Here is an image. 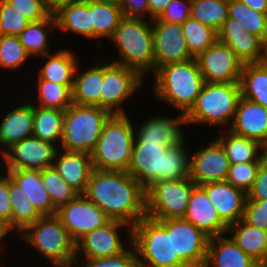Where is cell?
Returning <instances> with one entry per match:
<instances>
[{"instance_id":"cell-1","label":"cell","mask_w":267,"mask_h":267,"mask_svg":"<svg viewBox=\"0 0 267 267\" xmlns=\"http://www.w3.org/2000/svg\"><path fill=\"white\" fill-rule=\"evenodd\" d=\"M84 195L110 220L132 227L146 216V190L127 171L93 169Z\"/></svg>"},{"instance_id":"cell-2","label":"cell","mask_w":267,"mask_h":267,"mask_svg":"<svg viewBox=\"0 0 267 267\" xmlns=\"http://www.w3.org/2000/svg\"><path fill=\"white\" fill-rule=\"evenodd\" d=\"M184 143L165 147L134 139L127 172L147 190L155 182L189 177V157Z\"/></svg>"},{"instance_id":"cell-3","label":"cell","mask_w":267,"mask_h":267,"mask_svg":"<svg viewBox=\"0 0 267 267\" xmlns=\"http://www.w3.org/2000/svg\"><path fill=\"white\" fill-rule=\"evenodd\" d=\"M132 243L138 267H190L173 250L172 218L153 220L143 217L132 227Z\"/></svg>"},{"instance_id":"cell-4","label":"cell","mask_w":267,"mask_h":267,"mask_svg":"<svg viewBox=\"0 0 267 267\" xmlns=\"http://www.w3.org/2000/svg\"><path fill=\"white\" fill-rule=\"evenodd\" d=\"M156 96L186 114L205 84L196 58L166 64L155 73Z\"/></svg>"},{"instance_id":"cell-5","label":"cell","mask_w":267,"mask_h":267,"mask_svg":"<svg viewBox=\"0 0 267 267\" xmlns=\"http://www.w3.org/2000/svg\"><path fill=\"white\" fill-rule=\"evenodd\" d=\"M135 139L126 114H112L105 122L96 148L91 153L93 168L127 171Z\"/></svg>"},{"instance_id":"cell-6","label":"cell","mask_w":267,"mask_h":267,"mask_svg":"<svg viewBox=\"0 0 267 267\" xmlns=\"http://www.w3.org/2000/svg\"><path fill=\"white\" fill-rule=\"evenodd\" d=\"M112 41L117 45L120 60L114 63L137 70L142 76L154 70L153 30L142 18L123 17Z\"/></svg>"},{"instance_id":"cell-7","label":"cell","mask_w":267,"mask_h":267,"mask_svg":"<svg viewBox=\"0 0 267 267\" xmlns=\"http://www.w3.org/2000/svg\"><path fill=\"white\" fill-rule=\"evenodd\" d=\"M111 115L106 109L97 106L73 103L64 111L62 150L91 154Z\"/></svg>"},{"instance_id":"cell-8","label":"cell","mask_w":267,"mask_h":267,"mask_svg":"<svg viewBox=\"0 0 267 267\" xmlns=\"http://www.w3.org/2000/svg\"><path fill=\"white\" fill-rule=\"evenodd\" d=\"M241 97L240 83H207L203 85L194 105L186 113L188 123H232Z\"/></svg>"},{"instance_id":"cell-9","label":"cell","mask_w":267,"mask_h":267,"mask_svg":"<svg viewBox=\"0 0 267 267\" xmlns=\"http://www.w3.org/2000/svg\"><path fill=\"white\" fill-rule=\"evenodd\" d=\"M23 239L33 245L53 264L69 263L76 259L75 242L56 216H42L22 231Z\"/></svg>"},{"instance_id":"cell-10","label":"cell","mask_w":267,"mask_h":267,"mask_svg":"<svg viewBox=\"0 0 267 267\" xmlns=\"http://www.w3.org/2000/svg\"><path fill=\"white\" fill-rule=\"evenodd\" d=\"M195 186L190 177L155 182L146 190V217L183 218Z\"/></svg>"},{"instance_id":"cell-11","label":"cell","mask_w":267,"mask_h":267,"mask_svg":"<svg viewBox=\"0 0 267 267\" xmlns=\"http://www.w3.org/2000/svg\"><path fill=\"white\" fill-rule=\"evenodd\" d=\"M142 77L137 70L130 67L114 62L104 64L100 108L106 109L111 114H126L121 106L120 108L118 106L140 87Z\"/></svg>"},{"instance_id":"cell-12","label":"cell","mask_w":267,"mask_h":267,"mask_svg":"<svg viewBox=\"0 0 267 267\" xmlns=\"http://www.w3.org/2000/svg\"><path fill=\"white\" fill-rule=\"evenodd\" d=\"M56 216L75 243L84 235L110 221L106 214L84 194H78L72 201L60 207Z\"/></svg>"},{"instance_id":"cell-13","label":"cell","mask_w":267,"mask_h":267,"mask_svg":"<svg viewBox=\"0 0 267 267\" xmlns=\"http://www.w3.org/2000/svg\"><path fill=\"white\" fill-rule=\"evenodd\" d=\"M196 60L207 83H236L240 81L243 63L236 54L219 40Z\"/></svg>"},{"instance_id":"cell-14","label":"cell","mask_w":267,"mask_h":267,"mask_svg":"<svg viewBox=\"0 0 267 267\" xmlns=\"http://www.w3.org/2000/svg\"><path fill=\"white\" fill-rule=\"evenodd\" d=\"M154 43V72L160 67L176 62H183L194 57L188 51L181 24L154 18L152 20Z\"/></svg>"},{"instance_id":"cell-15","label":"cell","mask_w":267,"mask_h":267,"mask_svg":"<svg viewBox=\"0 0 267 267\" xmlns=\"http://www.w3.org/2000/svg\"><path fill=\"white\" fill-rule=\"evenodd\" d=\"M57 151L55 144L30 136L13 144L7 152L3 150L1 153L7 164V170L41 171L53 165Z\"/></svg>"},{"instance_id":"cell-16","label":"cell","mask_w":267,"mask_h":267,"mask_svg":"<svg viewBox=\"0 0 267 267\" xmlns=\"http://www.w3.org/2000/svg\"><path fill=\"white\" fill-rule=\"evenodd\" d=\"M209 236L184 218H172L173 250L190 267H203Z\"/></svg>"},{"instance_id":"cell-17","label":"cell","mask_w":267,"mask_h":267,"mask_svg":"<svg viewBox=\"0 0 267 267\" xmlns=\"http://www.w3.org/2000/svg\"><path fill=\"white\" fill-rule=\"evenodd\" d=\"M230 161L220 142L212 141L210 146L194 153L190 158L189 177L196 185L225 181Z\"/></svg>"},{"instance_id":"cell-18","label":"cell","mask_w":267,"mask_h":267,"mask_svg":"<svg viewBox=\"0 0 267 267\" xmlns=\"http://www.w3.org/2000/svg\"><path fill=\"white\" fill-rule=\"evenodd\" d=\"M125 225L128 224L110 220L104 226L96 228L81 237L75 243L76 258L79 250L83 251L81 253L85 255L86 259L114 256L123 252L125 248L121 243L117 229Z\"/></svg>"},{"instance_id":"cell-19","label":"cell","mask_w":267,"mask_h":267,"mask_svg":"<svg viewBox=\"0 0 267 267\" xmlns=\"http://www.w3.org/2000/svg\"><path fill=\"white\" fill-rule=\"evenodd\" d=\"M218 40L227 45L243 64L260 62L266 45L259 37L247 32L240 22L229 17L218 31Z\"/></svg>"},{"instance_id":"cell-20","label":"cell","mask_w":267,"mask_h":267,"mask_svg":"<svg viewBox=\"0 0 267 267\" xmlns=\"http://www.w3.org/2000/svg\"><path fill=\"white\" fill-rule=\"evenodd\" d=\"M213 203L221 220L227 225L242 219L247 194L228 181L200 185Z\"/></svg>"},{"instance_id":"cell-21","label":"cell","mask_w":267,"mask_h":267,"mask_svg":"<svg viewBox=\"0 0 267 267\" xmlns=\"http://www.w3.org/2000/svg\"><path fill=\"white\" fill-rule=\"evenodd\" d=\"M230 131L255 140L267 150V107L240 97Z\"/></svg>"},{"instance_id":"cell-22","label":"cell","mask_w":267,"mask_h":267,"mask_svg":"<svg viewBox=\"0 0 267 267\" xmlns=\"http://www.w3.org/2000/svg\"><path fill=\"white\" fill-rule=\"evenodd\" d=\"M183 218L202 230L210 238L223 235L228 230V226L219 217L205 190L199 185L193 188Z\"/></svg>"},{"instance_id":"cell-23","label":"cell","mask_w":267,"mask_h":267,"mask_svg":"<svg viewBox=\"0 0 267 267\" xmlns=\"http://www.w3.org/2000/svg\"><path fill=\"white\" fill-rule=\"evenodd\" d=\"M57 151L53 166L62 179L69 184L78 194H84L87 183L93 171L91 154L86 152ZM59 156V157H58Z\"/></svg>"},{"instance_id":"cell-24","label":"cell","mask_w":267,"mask_h":267,"mask_svg":"<svg viewBox=\"0 0 267 267\" xmlns=\"http://www.w3.org/2000/svg\"><path fill=\"white\" fill-rule=\"evenodd\" d=\"M187 123L188 119L186 114L183 113L174 119L166 117L149 118L139 128L135 138L139 142L160 143L165 147L182 144L184 140L180 125Z\"/></svg>"},{"instance_id":"cell-25","label":"cell","mask_w":267,"mask_h":267,"mask_svg":"<svg viewBox=\"0 0 267 267\" xmlns=\"http://www.w3.org/2000/svg\"><path fill=\"white\" fill-rule=\"evenodd\" d=\"M210 264H214V267H261L232 238L222 235L209 238L203 267H210Z\"/></svg>"},{"instance_id":"cell-26","label":"cell","mask_w":267,"mask_h":267,"mask_svg":"<svg viewBox=\"0 0 267 267\" xmlns=\"http://www.w3.org/2000/svg\"><path fill=\"white\" fill-rule=\"evenodd\" d=\"M24 191L30 202L42 216L56 215L50 195L44 188L41 171L18 169L7 173Z\"/></svg>"},{"instance_id":"cell-27","label":"cell","mask_w":267,"mask_h":267,"mask_svg":"<svg viewBox=\"0 0 267 267\" xmlns=\"http://www.w3.org/2000/svg\"><path fill=\"white\" fill-rule=\"evenodd\" d=\"M233 241L261 267H267V231L242 219L228 226Z\"/></svg>"},{"instance_id":"cell-28","label":"cell","mask_w":267,"mask_h":267,"mask_svg":"<svg viewBox=\"0 0 267 267\" xmlns=\"http://www.w3.org/2000/svg\"><path fill=\"white\" fill-rule=\"evenodd\" d=\"M34 122V104L27 101L10 111L0 124V144L10 148L24 138L32 136Z\"/></svg>"},{"instance_id":"cell-29","label":"cell","mask_w":267,"mask_h":267,"mask_svg":"<svg viewBox=\"0 0 267 267\" xmlns=\"http://www.w3.org/2000/svg\"><path fill=\"white\" fill-rule=\"evenodd\" d=\"M77 73L76 69L72 87L73 103L100 108V93L104 80V64H100V66L96 65L84 73Z\"/></svg>"},{"instance_id":"cell-30","label":"cell","mask_w":267,"mask_h":267,"mask_svg":"<svg viewBox=\"0 0 267 267\" xmlns=\"http://www.w3.org/2000/svg\"><path fill=\"white\" fill-rule=\"evenodd\" d=\"M53 14L57 28L92 38L91 0L61 6Z\"/></svg>"},{"instance_id":"cell-31","label":"cell","mask_w":267,"mask_h":267,"mask_svg":"<svg viewBox=\"0 0 267 267\" xmlns=\"http://www.w3.org/2000/svg\"><path fill=\"white\" fill-rule=\"evenodd\" d=\"M123 17L118 0H91L92 38H111Z\"/></svg>"},{"instance_id":"cell-32","label":"cell","mask_w":267,"mask_h":267,"mask_svg":"<svg viewBox=\"0 0 267 267\" xmlns=\"http://www.w3.org/2000/svg\"><path fill=\"white\" fill-rule=\"evenodd\" d=\"M228 135L222 134L218 141L224 148L230 164L246 162H262L266 158V149L259 142L237 135L229 130ZM259 148L263 150L258 156Z\"/></svg>"},{"instance_id":"cell-33","label":"cell","mask_w":267,"mask_h":267,"mask_svg":"<svg viewBox=\"0 0 267 267\" xmlns=\"http://www.w3.org/2000/svg\"><path fill=\"white\" fill-rule=\"evenodd\" d=\"M49 60L40 69L38 80H47L62 85H73L77 69V59L72 51L61 50L56 54H46Z\"/></svg>"},{"instance_id":"cell-34","label":"cell","mask_w":267,"mask_h":267,"mask_svg":"<svg viewBox=\"0 0 267 267\" xmlns=\"http://www.w3.org/2000/svg\"><path fill=\"white\" fill-rule=\"evenodd\" d=\"M239 83L242 97L267 107V69L261 62L244 63Z\"/></svg>"},{"instance_id":"cell-35","label":"cell","mask_w":267,"mask_h":267,"mask_svg":"<svg viewBox=\"0 0 267 267\" xmlns=\"http://www.w3.org/2000/svg\"><path fill=\"white\" fill-rule=\"evenodd\" d=\"M64 111L55 108H43L34 105L32 136L54 144L61 142Z\"/></svg>"},{"instance_id":"cell-36","label":"cell","mask_w":267,"mask_h":267,"mask_svg":"<svg viewBox=\"0 0 267 267\" xmlns=\"http://www.w3.org/2000/svg\"><path fill=\"white\" fill-rule=\"evenodd\" d=\"M52 27L57 28L56 19L52 13L48 18L31 22L19 35L22 46L27 53L31 56L40 55L44 56L48 47V34L51 32Z\"/></svg>"},{"instance_id":"cell-37","label":"cell","mask_w":267,"mask_h":267,"mask_svg":"<svg viewBox=\"0 0 267 267\" xmlns=\"http://www.w3.org/2000/svg\"><path fill=\"white\" fill-rule=\"evenodd\" d=\"M9 196L12 208V229L17 228L22 232L27 226L42 217L22 188L10 176Z\"/></svg>"},{"instance_id":"cell-38","label":"cell","mask_w":267,"mask_h":267,"mask_svg":"<svg viewBox=\"0 0 267 267\" xmlns=\"http://www.w3.org/2000/svg\"><path fill=\"white\" fill-rule=\"evenodd\" d=\"M228 15L267 44V14L257 12L239 0H228Z\"/></svg>"},{"instance_id":"cell-39","label":"cell","mask_w":267,"mask_h":267,"mask_svg":"<svg viewBox=\"0 0 267 267\" xmlns=\"http://www.w3.org/2000/svg\"><path fill=\"white\" fill-rule=\"evenodd\" d=\"M181 27L188 51L194 58L218 41L217 31L198 22L191 16L181 24Z\"/></svg>"},{"instance_id":"cell-40","label":"cell","mask_w":267,"mask_h":267,"mask_svg":"<svg viewBox=\"0 0 267 267\" xmlns=\"http://www.w3.org/2000/svg\"><path fill=\"white\" fill-rule=\"evenodd\" d=\"M191 17L219 31L228 19V0H192Z\"/></svg>"},{"instance_id":"cell-41","label":"cell","mask_w":267,"mask_h":267,"mask_svg":"<svg viewBox=\"0 0 267 267\" xmlns=\"http://www.w3.org/2000/svg\"><path fill=\"white\" fill-rule=\"evenodd\" d=\"M73 85H62L47 80H38L39 107L65 111L73 104Z\"/></svg>"},{"instance_id":"cell-42","label":"cell","mask_w":267,"mask_h":267,"mask_svg":"<svg viewBox=\"0 0 267 267\" xmlns=\"http://www.w3.org/2000/svg\"><path fill=\"white\" fill-rule=\"evenodd\" d=\"M44 188L50 195L53 207L58 210L60 207L72 201L78 193L67 184L52 165L41 170Z\"/></svg>"},{"instance_id":"cell-43","label":"cell","mask_w":267,"mask_h":267,"mask_svg":"<svg viewBox=\"0 0 267 267\" xmlns=\"http://www.w3.org/2000/svg\"><path fill=\"white\" fill-rule=\"evenodd\" d=\"M29 56L18 36L0 35L1 68L16 70Z\"/></svg>"},{"instance_id":"cell-44","label":"cell","mask_w":267,"mask_h":267,"mask_svg":"<svg viewBox=\"0 0 267 267\" xmlns=\"http://www.w3.org/2000/svg\"><path fill=\"white\" fill-rule=\"evenodd\" d=\"M30 23L6 0H0V35L18 36Z\"/></svg>"},{"instance_id":"cell-45","label":"cell","mask_w":267,"mask_h":267,"mask_svg":"<svg viewBox=\"0 0 267 267\" xmlns=\"http://www.w3.org/2000/svg\"><path fill=\"white\" fill-rule=\"evenodd\" d=\"M260 163L230 164L226 181L247 194L253 186Z\"/></svg>"},{"instance_id":"cell-46","label":"cell","mask_w":267,"mask_h":267,"mask_svg":"<svg viewBox=\"0 0 267 267\" xmlns=\"http://www.w3.org/2000/svg\"><path fill=\"white\" fill-rule=\"evenodd\" d=\"M28 21L38 22L48 18L52 11L49 0H6Z\"/></svg>"},{"instance_id":"cell-47","label":"cell","mask_w":267,"mask_h":267,"mask_svg":"<svg viewBox=\"0 0 267 267\" xmlns=\"http://www.w3.org/2000/svg\"><path fill=\"white\" fill-rule=\"evenodd\" d=\"M133 249L124 250L120 254L97 259H86L87 264L81 267H138V256L134 244Z\"/></svg>"},{"instance_id":"cell-48","label":"cell","mask_w":267,"mask_h":267,"mask_svg":"<svg viewBox=\"0 0 267 267\" xmlns=\"http://www.w3.org/2000/svg\"><path fill=\"white\" fill-rule=\"evenodd\" d=\"M242 220L267 231V200L246 201Z\"/></svg>"},{"instance_id":"cell-49","label":"cell","mask_w":267,"mask_h":267,"mask_svg":"<svg viewBox=\"0 0 267 267\" xmlns=\"http://www.w3.org/2000/svg\"><path fill=\"white\" fill-rule=\"evenodd\" d=\"M192 0H172L158 17L159 20L171 23H184L191 16Z\"/></svg>"},{"instance_id":"cell-50","label":"cell","mask_w":267,"mask_h":267,"mask_svg":"<svg viewBox=\"0 0 267 267\" xmlns=\"http://www.w3.org/2000/svg\"><path fill=\"white\" fill-rule=\"evenodd\" d=\"M7 175V176H6ZM0 176V223L12 231V208L9 196V175Z\"/></svg>"},{"instance_id":"cell-51","label":"cell","mask_w":267,"mask_h":267,"mask_svg":"<svg viewBox=\"0 0 267 267\" xmlns=\"http://www.w3.org/2000/svg\"><path fill=\"white\" fill-rule=\"evenodd\" d=\"M267 200V157L260 163L253 186L246 201Z\"/></svg>"},{"instance_id":"cell-52","label":"cell","mask_w":267,"mask_h":267,"mask_svg":"<svg viewBox=\"0 0 267 267\" xmlns=\"http://www.w3.org/2000/svg\"><path fill=\"white\" fill-rule=\"evenodd\" d=\"M124 17L143 18L144 13L149 15L148 0H118Z\"/></svg>"},{"instance_id":"cell-53","label":"cell","mask_w":267,"mask_h":267,"mask_svg":"<svg viewBox=\"0 0 267 267\" xmlns=\"http://www.w3.org/2000/svg\"><path fill=\"white\" fill-rule=\"evenodd\" d=\"M172 0H148L151 19L158 18Z\"/></svg>"},{"instance_id":"cell-54","label":"cell","mask_w":267,"mask_h":267,"mask_svg":"<svg viewBox=\"0 0 267 267\" xmlns=\"http://www.w3.org/2000/svg\"><path fill=\"white\" fill-rule=\"evenodd\" d=\"M251 9L267 14V0H239Z\"/></svg>"},{"instance_id":"cell-55","label":"cell","mask_w":267,"mask_h":267,"mask_svg":"<svg viewBox=\"0 0 267 267\" xmlns=\"http://www.w3.org/2000/svg\"><path fill=\"white\" fill-rule=\"evenodd\" d=\"M86 0H49V6L54 13L58 8L67 4H74V3H81L85 2Z\"/></svg>"},{"instance_id":"cell-56","label":"cell","mask_w":267,"mask_h":267,"mask_svg":"<svg viewBox=\"0 0 267 267\" xmlns=\"http://www.w3.org/2000/svg\"><path fill=\"white\" fill-rule=\"evenodd\" d=\"M264 67L267 69V44L264 47L263 55L260 61Z\"/></svg>"},{"instance_id":"cell-57","label":"cell","mask_w":267,"mask_h":267,"mask_svg":"<svg viewBox=\"0 0 267 267\" xmlns=\"http://www.w3.org/2000/svg\"><path fill=\"white\" fill-rule=\"evenodd\" d=\"M8 234V231L4 225L0 223V242L2 241L3 238Z\"/></svg>"},{"instance_id":"cell-58","label":"cell","mask_w":267,"mask_h":267,"mask_svg":"<svg viewBox=\"0 0 267 267\" xmlns=\"http://www.w3.org/2000/svg\"><path fill=\"white\" fill-rule=\"evenodd\" d=\"M76 263H77L76 260L69 262V263H57L55 264V267H72V266H75L74 264Z\"/></svg>"}]
</instances>
